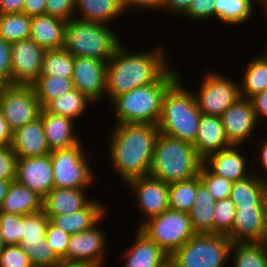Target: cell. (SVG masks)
<instances>
[{
	"instance_id": "6da1fadb",
	"label": "cell",
	"mask_w": 267,
	"mask_h": 267,
	"mask_svg": "<svg viewBox=\"0 0 267 267\" xmlns=\"http://www.w3.org/2000/svg\"><path fill=\"white\" fill-rule=\"evenodd\" d=\"M114 126V127H113ZM110 128L108 160L123 183L149 175L159 128L154 124L122 123Z\"/></svg>"
},
{
	"instance_id": "7a4b0ae2",
	"label": "cell",
	"mask_w": 267,
	"mask_h": 267,
	"mask_svg": "<svg viewBox=\"0 0 267 267\" xmlns=\"http://www.w3.org/2000/svg\"><path fill=\"white\" fill-rule=\"evenodd\" d=\"M165 49L160 44L135 53L121 43L107 61L106 98L109 97L111 102L120 94L156 82L170 68Z\"/></svg>"
},
{
	"instance_id": "3957f363",
	"label": "cell",
	"mask_w": 267,
	"mask_h": 267,
	"mask_svg": "<svg viewBox=\"0 0 267 267\" xmlns=\"http://www.w3.org/2000/svg\"><path fill=\"white\" fill-rule=\"evenodd\" d=\"M170 67L156 82L137 87L115 97L110 105L115 110V124L137 123L157 125L167 89L181 76Z\"/></svg>"
},
{
	"instance_id": "277c9868",
	"label": "cell",
	"mask_w": 267,
	"mask_h": 267,
	"mask_svg": "<svg viewBox=\"0 0 267 267\" xmlns=\"http://www.w3.org/2000/svg\"><path fill=\"white\" fill-rule=\"evenodd\" d=\"M181 79L180 76L165 92L157 126L160 133L194 144L202 113L195 93L184 88Z\"/></svg>"
},
{
	"instance_id": "5b68a950",
	"label": "cell",
	"mask_w": 267,
	"mask_h": 267,
	"mask_svg": "<svg viewBox=\"0 0 267 267\" xmlns=\"http://www.w3.org/2000/svg\"><path fill=\"white\" fill-rule=\"evenodd\" d=\"M203 159L190 142L158 134L149 175L165 183L199 176Z\"/></svg>"
},
{
	"instance_id": "8992f818",
	"label": "cell",
	"mask_w": 267,
	"mask_h": 267,
	"mask_svg": "<svg viewBox=\"0 0 267 267\" xmlns=\"http://www.w3.org/2000/svg\"><path fill=\"white\" fill-rule=\"evenodd\" d=\"M109 25L72 18L66 23L63 48L74 57H90L108 61L121 44Z\"/></svg>"
},
{
	"instance_id": "52a82bcc",
	"label": "cell",
	"mask_w": 267,
	"mask_h": 267,
	"mask_svg": "<svg viewBox=\"0 0 267 267\" xmlns=\"http://www.w3.org/2000/svg\"><path fill=\"white\" fill-rule=\"evenodd\" d=\"M232 241L221 234H195L170 258L178 267H225Z\"/></svg>"
},
{
	"instance_id": "ba28073f",
	"label": "cell",
	"mask_w": 267,
	"mask_h": 267,
	"mask_svg": "<svg viewBox=\"0 0 267 267\" xmlns=\"http://www.w3.org/2000/svg\"><path fill=\"white\" fill-rule=\"evenodd\" d=\"M138 229L168 256H171L196 234L193 231L189 213L170 208L148 219Z\"/></svg>"
},
{
	"instance_id": "9c48e42d",
	"label": "cell",
	"mask_w": 267,
	"mask_h": 267,
	"mask_svg": "<svg viewBox=\"0 0 267 267\" xmlns=\"http://www.w3.org/2000/svg\"><path fill=\"white\" fill-rule=\"evenodd\" d=\"M82 143L50 152L55 188H88L96 181Z\"/></svg>"
},
{
	"instance_id": "30bf717a",
	"label": "cell",
	"mask_w": 267,
	"mask_h": 267,
	"mask_svg": "<svg viewBox=\"0 0 267 267\" xmlns=\"http://www.w3.org/2000/svg\"><path fill=\"white\" fill-rule=\"evenodd\" d=\"M41 110L32 85H0V111L12 133L39 118Z\"/></svg>"
},
{
	"instance_id": "8fae6325",
	"label": "cell",
	"mask_w": 267,
	"mask_h": 267,
	"mask_svg": "<svg viewBox=\"0 0 267 267\" xmlns=\"http://www.w3.org/2000/svg\"><path fill=\"white\" fill-rule=\"evenodd\" d=\"M198 90L194 91L202 114L219 116L240 98L239 84L224 74L207 71Z\"/></svg>"
},
{
	"instance_id": "7c38bea8",
	"label": "cell",
	"mask_w": 267,
	"mask_h": 267,
	"mask_svg": "<svg viewBox=\"0 0 267 267\" xmlns=\"http://www.w3.org/2000/svg\"><path fill=\"white\" fill-rule=\"evenodd\" d=\"M49 218L43 210L23 216L21 248L33 267H58L63 264L46 241Z\"/></svg>"
},
{
	"instance_id": "4fadbf2b",
	"label": "cell",
	"mask_w": 267,
	"mask_h": 267,
	"mask_svg": "<svg viewBox=\"0 0 267 267\" xmlns=\"http://www.w3.org/2000/svg\"><path fill=\"white\" fill-rule=\"evenodd\" d=\"M101 222L102 219L88 230L71 234L66 252L67 265L105 267L107 236L100 228Z\"/></svg>"
},
{
	"instance_id": "5bb4252c",
	"label": "cell",
	"mask_w": 267,
	"mask_h": 267,
	"mask_svg": "<svg viewBox=\"0 0 267 267\" xmlns=\"http://www.w3.org/2000/svg\"><path fill=\"white\" fill-rule=\"evenodd\" d=\"M124 186L134 193L139 213L143 220L139 221V228L148 219L155 217L169 209V184L150 175L128 181Z\"/></svg>"
},
{
	"instance_id": "9a60e30c",
	"label": "cell",
	"mask_w": 267,
	"mask_h": 267,
	"mask_svg": "<svg viewBox=\"0 0 267 267\" xmlns=\"http://www.w3.org/2000/svg\"><path fill=\"white\" fill-rule=\"evenodd\" d=\"M45 52L31 38L11 43V84L31 85L41 75Z\"/></svg>"
},
{
	"instance_id": "2e32d148",
	"label": "cell",
	"mask_w": 267,
	"mask_h": 267,
	"mask_svg": "<svg viewBox=\"0 0 267 267\" xmlns=\"http://www.w3.org/2000/svg\"><path fill=\"white\" fill-rule=\"evenodd\" d=\"M232 243L267 242V205L236 206Z\"/></svg>"
},
{
	"instance_id": "e0dca14e",
	"label": "cell",
	"mask_w": 267,
	"mask_h": 267,
	"mask_svg": "<svg viewBox=\"0 0 267 267\" xmlns=\"http://www.w3.org/2000/svg\"><path fill=\"white\" fill-rule=\"evenodd\" d=\"M107 62L90 57H75L73 86L95 104L106 97Z\"/></svg>"
},
{
	"instance_id": "ac0fdd59",
	"label": "cell",
	"mask_w": 267,
	"mask_h": 267,
	"mask_svg": "<svg viewBox=\"0 0 267 267\" xmlns=\"http://www.w3.org/2000/svg\"><path fill=\"white\" fill-rule=\"evenodd\" d=\"M224 131L232 145H244L252 139L257 127V119L250 99L239 98L221 115Z\"/></svg>"
},
{
	"instance_id": "d6986e66",
	"label": "cell",
	"mask_w": 267,
	"mask_h": 267,
	"mask_svg": "<svg viewBox=\"0 0 267 267\" xmlns=\"http://www.w3.org/2000/svg\"><path fill=\"white\" fill-rule=\"evenodd\" d=\"M15 180L43 198L54 188L50 154L17 158Z\"/></svg>"
},
{
	"instance_id": "ffe728a7",
	"label": "cell",
	"mask_w": 267,
	"mask_h": 267,
	"mask_svg": "<svg viewBox=\"0 0 267 267\" xmlns=\"http://www.w3.org/2000/svg\"><path fill=\"white\" fill-rule=\"evenodd\" d=\"M239 145H232L227 149L208 155L203 164L214 174L224 177L231 182L241 181L253 173L248 171L247 160L239 152Z\"/></svg>"
},
{
	"instance_id": "44dd1931",
	"label": "cell",
	"mask_w": 267,
	"mask_h": 267,
	"mask_svg": "<svg viewBox=\"0 0 267 267\" xmlns=\"http://www.w3.org/2000/svg\"><path fill=\"white\" fill-rule=\"evenodd\" d=\"M11 146L17 158L50 154L41 117L17 129L13 133Z\"/></svg>"
},
{
	"instance_id": "7402d4cb",
	"label": "cell",
	"mask_w": 267,
	"mask_h": 267,
	"mask_svg": "<svg viewBox=\"0 0 267 267\" xmlns=\"http://www.w3.org/2000/svg\"><path fill=\"white\" fill-rule=\"evenodd\" d=\"M193 145L203 160L212 153L232 146L226 137L221 117L201 114L197 138Z\"/></svg>"
},
{
	"instance_id": "603a6c76",
	"label": "cell",
	"mask_w": 267,
	"mask_h": 267,
	"mask_svg": "<svg viewBox=\"0 0 267 267\" xmlns=\"http://www.w3.org/2000/svg\"><path fill=\"white\" fill-rule=\"evenodd\" d=\"M40 117L50 151L65 149L81 141L80 135L74 130L73 119L51 114L44 108Z\"/></svg>"
},
{
	"instance_id": "cb8c5ba5",
	"label": "cell",
	"mask_w": 267,
	"mask_h": 267,
	"mask_svg": "<svg viewBox=\"0 0 267 267\" xmlns=\"http://www.w3.org/2000/svg\"><path fill=\"white\" fill-rule=\"evenodd\" d=\"M105 205L98 198L92 199L83 209L66 215H47L50 221L69 234L88 230L105 218Z\"/></svg>"
},
{
	"instance_id": "d4e9b609",
	"label": "cell",
	"mask_w": 267,
	"mask_h": 267,
	"mask_svg": "<svg viewBox=\"0 0 267 267\" xmlns=\"http://www.w3.org/2000/svg\"><path fill=\"white\" fill-rule=\"evenodd\" d=\"M86 188H53L42 200L46 215H66L83 209L92 199Z\"/></svg>"
},
{
	"instance_id": "484cf974",
	"label": "cell",
	"mask_w": 267,
	"mask_h": 267,
	"mask_svg": "<svg viewBox=\"0 0 267 267\" xmlns=\"http://www.w3.org/2000/svg\"><path fill=\"white\" fill-rule=\"evenodd\" d=\"M132 246L126 250L124 267H160L168 256L138 228Z\"/></svg>"
},
{
	"instance_id": "4316f807",
	"label": "cell",
	"mask_w": 267,
	"mask_h": 267,
	"mask_svg": "<svg viewBox=\"0 0 267 267\" xmlns=\"http://www.w3.org/2000/svg\"><path fill=\"white\" fill-rule=\"evenodd\" d=\"M66 21L46 14L32 17L30 37L46 50L64 46Z\"/></svg>"
},
{
	"instance_id": "83f0119b",
	"label": "cell",
	"mask_w": 267,
	"mask_h": 267,
	"mask_svg": "<svg viewBox=\"0 0 267 267\" xmlns=\"http://www.w3.org/2000/svg\"><path fill=\"white\" fill-rule=\"evenodd\" d=\"M43 198L17 180L10 182L0 212L18 215L32 214L42 210Z\"/></svg>"
},
{
	"instance_id": "f1b7e54d",
	"label": "cell",
	"mask_w": 267,
	"mask_h": 267,
	"mask_svg": "<svg viewBox=\"0 0 267 267\" xmlns=\"http://www.w3.org/2000/svg\"><path fill=\"white\" fill-rule=\"evenodd\" d=\"M216 201L197 176V191L189 212L191 225L196 234H214V207Z\"/></svg>"
},
{
	"instance_id": "f546056e",
	"label": "cell",
	"mask_w": 267,
	"mask_h": 267,
	"mask_svg": "<svg viewBox=\"0 0 267 267\" xmlns=\"http://www.w3.org/2000/svg\"><path fill=\"white\" fill-rule=\"evenodd\" d=\"M124 13L121 0H76L74 15L78 19L108 25Z\"/></svg>"
},
{
	"instance_id": "4dcf8cb0",
	"label": "cell",
	"mask_w": 267,
	"mask_h": 267,
	"mask_svg": "<svg viewBox=\"0 0 267 267\" xmlns=\"http://www.w3.org/2000/svg\"><path fill=\"white\" fill-rule=\"evenodd\" d=\"M229 198L235 206L267 205V181L256 174L236 181Z\"/></svg>"
},
{
	"instance_id": "1f68e13d",
	"label": "cell",
	"mask_w": 267,
	"mask_h": 267,
	"mask_svg": "<svg viewBox=\"0 0 267 267\" xmlns=\"http://www.w3.org/2000/svg\"><path fill=\"white\" fill-rule=\"evenodd\" d=\"M241 78L240 97L250 99L267 89V54H258L248 62Z\"/></svg>"
},
{
	"instance_id": "d6a6232c",
	"label": "cell",
	"mask_w": 267,
	"mask_h": 267,
	"mask_svg": "<svg viewBox=\"0 0 267 267\" xmlns=\"http://www.w3.org/2000/svg\"><path fill=\"white\" fill-rule=\"evenodd\" d=\"M92 103L83 93L73 88L51 100L44 109L51 114L69 117L76 121L81 115L84 116L87 106Z\"/></svg>"
},
{
	"instance_id": "836d02e7",
	"label": "cell",
	"mask_w": 267,
	"mask_h": 267,
	"mask_svg": "<svg viewBox=\"0 0 267 267\" xmlns=\"http://www.w3.org/2000/svg\"><path fill=\"white\" fill-rule=\"evenodd\" d=\"M229 260L233 267H267V242L232 243Z\"/></svg>"
},
{
	"instance_id": "e575fe53",
	"label": "cell",
	"mask_w": 267,
	"mask_h": 267,
	"mask_svg": "<svg viewBox=\"0 0 267 267\" xmlns=\"http://www.w3.org/2000/svg\"><path fill=\"white\" fill-rule=\"evenodd\" d=\"M258 0H217L215 5V19L225 25H238L252 19L254 7Z\"/></svg>"
},
{
	"instance_id": "d590c367",
	"label": "cell",
	"mask_w": 267,
	"mask_h": 267,
	"mask_svg": "<svg viewBox=\"0 0 267 267\" xmlns=\"http://www.w3.org/2000/svg\"><path fill=\"white\" fill-rule=\"evenodd\" d=\"M31 85L42 108L51 100L74 88L72 78L50 75H40Z\"/></svg>"
},
{
	"instance_id": "8d00e7d4",
	"label": "cell",
	"mask_w": 267,
	"mask_h": 267,
	"mask_svg": "<svg viewBox=\"0 0 267 267\" xmlns=\"http://www.w3.org/2000/svg\"><path fill=\"white\" fill-rule=\"evenodd\" d=\"M32 18L25 13L0 14V37L14 43L30 37Z\"/></svg>"
},
{
	"instance_id": "74e56055",
	"label": "cell",
	"mask_w": 267,
	"mask_h": 267,
	"mask_svg": "<svg viewBox=\"0 0 267 267\" xmlns=\"http://www.w3.org/2000/svg\"><path fill=\"white\" fill-rule=\"evenodd\" d=\"M197 176L169 183V208L189 213L196 198Z\"/></svg>"
},
{
	"instance_id": "f35d334b",
	"label": "cell",
	"mask_w": 267,
	"mask_h": 267,
	"mask_svg": "<svg viewBox=\"0 0 267 267\" xmlns=\"http://www.w3.org/2000/svg\"><path fill=\"white\" fill-rule=\"evenodd\" d=\"M74 58L64 48L46 50L41 75L72 78Z\"/></svg>"
},
{
	"instance_id": "ab89813d",
	"label": "cell",
	"mask_w": 267,
	"mask_h": 267,
	"mask_svg": "<svg viewBox=\"0 0 267 267\" xmlns=\"http://www.w3.org/2000/svg\"><path fill=\"white\" fill-rule=\"evenodd\" d=\"M22 233V215L0 212V234L6 245H19Z\"/></svg>"
},
{
	"instance_id": "60d3db41",
	"label": "cell",
	"mask_w": 267,
	"mask_h": 267,
	"mask_svg": "<svg viewBox=\"0 0 267 267\" xmlns=\"http://www.w3.org/2000/svg\"><path fill=\"white\" fill-rule=\"evenodd\" d=\"M199 178L215 201L229 198L233 182L212 173L204 164L201 166Z\"/></svg>"
},
{
	"instance_id": "b9f144b4",
	"label": "cell",
	"mask_w": 267,
	"mask_h": 267,
	"mask_svg": "<svg viewBox=\"0 0 267 267\" xmlns=\"http://www.w3.org/2000/svg\"><path fill=\"white\" fill-rule=\"evenodd\" d=\"M236 206L230 198L216 201L214 207V234L228 235L233 226Z\"/></svg>"
},
{
	"instance_id": "7bdbcfd3",
	"label": "cell",
	"mask_w": 267,
	"mask_h": 267,
	"mask_svg": "<svg viewBox=\"0 0 267 267\" xmlns=\"http://www.w3.org/2000/svg\"><path fill=\"white\" fill-rule=\"evenodd\" d=\"M71 234L55 226L50 220L46 230V241L55 254L66 264V252Z\"/></svg>"
},
{
	"instance_id": "ee69618b",
	"label": "cell",
	"mask_w": 267,
	"mask_h": 267,
	"mask_svg": "<svg viewBox=\"0 0 267 267\" xmlns=\"http://www.w3.org/2000/svg\"><path fill=\"white\" fill-rule=\"evenodd\" d=\"M0 267H33L20 245H6L0 254Z\"/></svg>"
},
{
	"instance_id": "f6af8a7d",
	"label": "cell",
	"mask_w": 267,
	"mask_h": 267,
	"mask_svg": "<svg viewBox=\"0 0 267 267\" xmlns=\"http://www.w3.org/2000/svg\"><path fill=\"white\" fill-rule=\"evenodd\" d=\"M217 0H192L188 11L183 15L192 21H206L215 18V5ZM205 19V20H204Z\"/></svg>"
},
{
	"instance_id": "bcb514c9",
	"label": "cell",
	"mask_w": 267,
	"mask_h": 267,
	"mask_svg": "<svg viewBox=\"0 0 267 267\" xmlns=\"http://www.w3.org/2000/svg\"><path fill=\"white\" fill-rule=\"evenodd\" d=\"M76 0H47L45 14L66 22L74 18Z\"/></svg>"
},
{
	"instance_id": "7dc6e473",
	"label": "cell",
	"mask_w": 267,
	"mask_h": 267,
	"mask_svg": "<svg viewBox=\"0 0 267 267\" xmlns=\"http://www.w3.org/2000/svg\"><path fill=\"white\" fill-rule=\"evenodd\" d=\"M17 157L11 145L0 146V180H15Z\"/></svg>"
},
{
	"instance_id": "c3c4849f",
	"label": "cell",
	"mask_w": 267,
	"mask_h": 267,
	"mask_svg": "<svg viewBox=\"0 0 267 267\" xmlns=\"http://www.w3.org/2000/svg\"><path fill=\"white\" fill-rule=\"evenodd\" d=\"M11 84V43L0 37V85Z\"/></svg>"
},
{
	"instance_id": "681fc988",
	"label": "cell",
	"mask_w": 267,
	"mask_h": 267,
	"mask_svg": "<svg viewBox=\"0 0 267 267\" xmlns=\"http://www.w3.org/2000/svg\"><path fill=\"white\" fill-rule=\"evenodd\" d=\"M121 3H122V6L125 12H127L130 9L133 11L134 10L142 11L143 9L144 10L155 9V10L161 11V9H163L164 7L165 0H121Z\"/></svg>"
},
{
	"instance_id": "f907efd6",
	"label": "cell",
	"mask_w": 267,
	"mask_h": 267,
	"mask_svg": "<svg viewBox=\"0 0 267 267\" xmlns=\"http://www.w3.org/2000/svg\"><path fill=\"white\" fill-rule=\"evenodd\" d=\"M262 141L259 142L258 144V150L255 154H253V156H255L256 158L253 159V161L255 160V163H257L259 165V169L261 168L265 173H263V175L261 172H259V169L252 171L253 174L258 175L260 178H262L263 180L267 181V138H263L261 139ZM259 152V153H258ZM259 154V155H258ZM258 155V156H257ZM257 160V161H256ZM258 172V173H257Z\"/></svg>"
},
{
	"instance_id": "816d5d0a",
	"label": "cell",
	"mask_w": 267,
	"mask_h": 267,
	"mask_svg": "<svg viewBox=\"0 0 267 267\" xmlns=\"http://www.w3.org/2000/svg\"><path fill=\"white\" fill-rule=\"evenodd\" d=\"M258 122L267 120V89L250 98Z\"/></svg>"
},
{
	"instance_id": "f5cc1de1",
	"label": "cell",
	"mask_w": 267,
	"mask_h": 267,
	"mask_svg": "<svg viewBox=\"0 0 267 267\" xmlns=\"http://www.w3.org/2000/svg\"><path fill=\"white\" fill-rule=\"evenodd\" d=\"M192 0H165V4L163 7L166 13H169L171 15L175 16H182L188 11Z\"/></svg>"
},
{
	"instance_id": "db71d44e",
	"label": "cell",
	"mask_w": 267,
	"mask_h": 267,
	"mask_svg": "<svg viewBox=\"0 0 267 267\" xmlns=\"http://www.w3.org/2000/svg\"><path fill=\"white\" fill-rule=\"evenodd\" d=\"M47 0H25L23 13L29 17H35L45 14Z\"/></svg>"
},
{
	"instance_id": "11a10c76",
	"label": "cell",
	"mask_w": 267,
	"mask_h": 267,
	"mask_svg": "<svg viewBox=\"0 0 267 267\" xmlns=\"http://www.w3.org/2000/svg\"><path fill=\"white\" fill-rule=\"evenodd\" d=\"M25 0H0V14L23 13Z\"/></svg>"
},
{
	"instance_id": "9f6ffc18",
	"label": "cell",
	"mask_w": 267,
	"mask_h": 267,
	"mask_svg": "<svg viewBox=\"0 0 267 267\" xmlns=\"http://www.w3.org/2000/svg\"><path fill=\"white\" fill-rule=\"evenodd\" d=\"M13 133L0 111V146L11 145Z\"/></svg>"
},
{
	"instance_id": "6f0895ef",
	"label": "cell",
	"mask_w": 267,
	"mask_h": 267,
	"mask_svg": "<svg viewBox=\"0 0 267 267\" xmlns=\"http://www.w3.org/2000/svg\"><path fill=\"white\" fill-rule=\"evenodd\" d=\"M11 181L13 180H0V207H1L3 199L6 196L8 186Z\"/></svg>"
},
{
	"instance_id": "680465c9",
	"label": "cell",
	"mask_w": 267,
	"mask_h": 267,
	"mask_svg": "<svg viewBox=\"0 0 267 267\" xmlns=\"http://www.w3.org/2000/svg\"><path fill=\"white\" fill-rule=\"evenodd\" d=\"M160 267H178L174 261L169 257Z\"/></svg>"
},
{
	"instance_id": "91938a15",
	"label": "cell",
	"mask_w": 267,
	"mask_h": 267,
	"mask_svg": "<svg viewBox=\"0 0 267 267\" xmlns=\"http://www.w3.org/2000/svg\"><path fill=\"white\" fill-rule=\"evenodd\" d=\"M261 3V5H262V7H264V8H262L264 11V14L267 16V0H258V4H260Z\"/></svg>"
},
{
	"instance_id": "94428289",
	"label": "cell",
	"mask_w": 267,
	"mask_h": 267,
	"mask_svg": "<svg viewBox=\"0 0 267 267\" xmlns=\"http://www.w3.org/2000/svg\"><path fill=\"white\" fill-rule=\"evenodd\" d=\"M6 244L4 243V240L0 234V254L3 252V249L5 248Z\"/></svg>"
},
{
	"instance_id": "6125c7cd",
	"label": "cell",
	"mask_w": 267,
	"mask_h": 267,
	"mask_svg": "<svg viewBox=\"0 0 267 267\" xmlns=\"http://www.w3.org/2000/svg\"><path fill=\"white\" fill-rule=\"evenodd\" d=\"M58 267H89V266L61 264V265L58 266Z\"/></svg>"
}]
</instances>
